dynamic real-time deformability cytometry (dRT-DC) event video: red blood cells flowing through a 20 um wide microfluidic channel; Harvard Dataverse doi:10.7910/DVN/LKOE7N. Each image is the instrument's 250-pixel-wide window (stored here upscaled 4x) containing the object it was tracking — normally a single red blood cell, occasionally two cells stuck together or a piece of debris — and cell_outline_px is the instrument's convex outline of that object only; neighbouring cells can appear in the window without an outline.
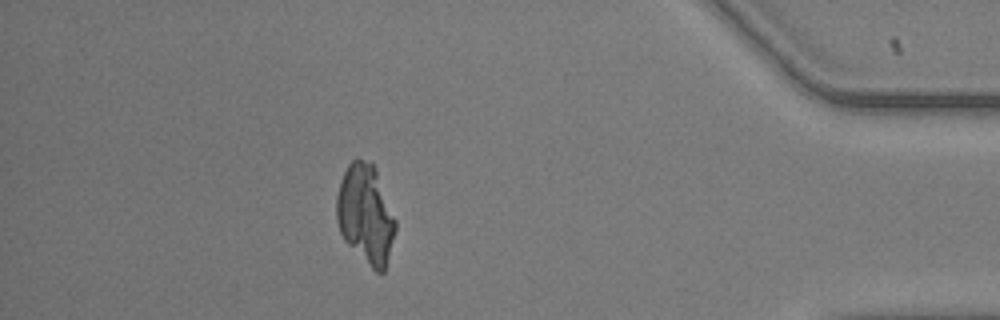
{"species": "common noctule bat (a hibernating species)", "species_latin": "Nyctalus noctula", "temperature_condition": "warm", "stored_images_in_passage": 56, "camera_frame_rate_fps": 3000, "um_per_image_px": 0.085, "animal": {"sex": "male", "body_mass_g": 20.5, "forearm_length_mm": 52.5}, "frame": {"image": 1, "passage_image": 50, "time_ms": 16.333, "image_size_px": [1000, 320], "cell_outline_px": [[396, 228], [384, 272], [376, 272], [344, 240], [340, 232], [336, 220], [336, 196], [340, 180], [348, 164], [352, 160], [372, 160], [376, 168], [396, 220]], "centroid_in_image_um": [31.07, 18.17], "position_along_channel_um": 404.1, "area_um2": 33.99}}